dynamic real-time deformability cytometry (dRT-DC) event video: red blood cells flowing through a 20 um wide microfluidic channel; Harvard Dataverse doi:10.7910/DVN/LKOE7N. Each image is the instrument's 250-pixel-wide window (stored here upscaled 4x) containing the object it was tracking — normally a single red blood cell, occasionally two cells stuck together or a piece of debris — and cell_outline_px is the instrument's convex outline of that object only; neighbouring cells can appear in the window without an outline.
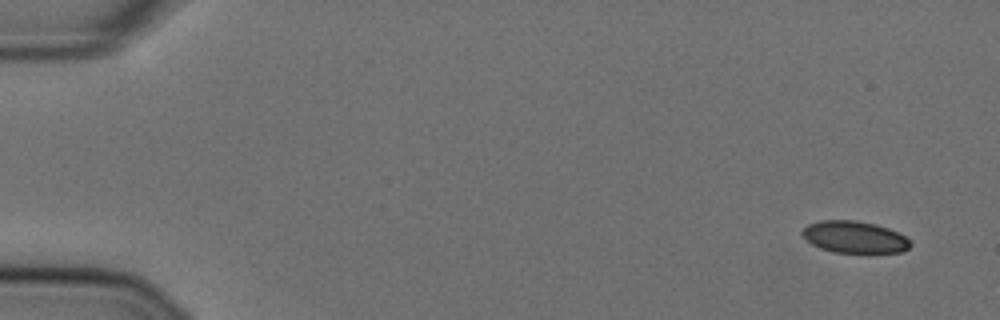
{"species": "Egyptian fruit bat (a non-hibernating species)", "species_latin": "Rousettus aegyptiacus", "temperature_condition": "cold", "stored_images_in_passage": 54, "camera_frame_rate_fps": 3000, "um_per_image_px": 0.085, "animal": {"sex": "female"}, "frame": {"image": 1, "passage_image": 1, "time_ms": 0.0, "image_size_px": [1000, 320], "cell_outline_px": [[908, 248], [900, 252], [836, 252], [824, 248], [808, 240], [804, 236], [804, 228], [812, 224], [828, 220], [848, 220], [872, 224], [896, 232], [904, 236], [908, 240]], "centroid_in_image_um": [72.66, 20.16], "position_along_channel_um": 12.3, "area_um2": 18.79}}
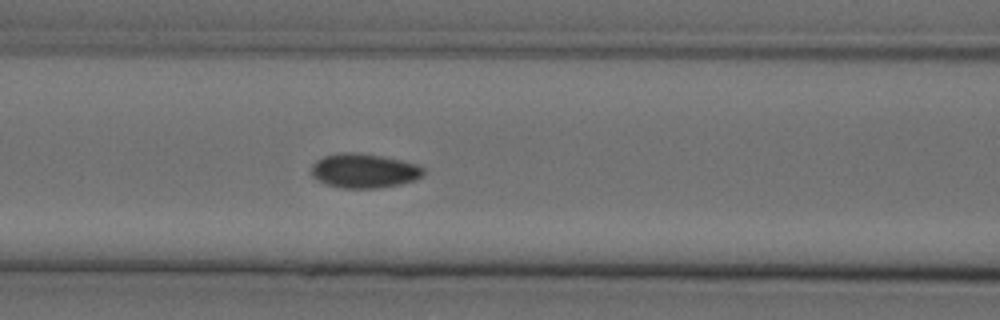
{"frame": {"image": 2, "passage_image": 22, "time_ms": 7.0, "image_size_px": [1000, 320], "cell_outline_px": [[420, 176], [408, 180], [392, 184], [332, 184], [316, 176], [312, 172], [312, 168], [320, 160], [328, 156], [372, 156], [392, 160], [408, 164], [420, 168]], "centroid_in_image_um": [30.91, 14.49], "position_along_channel_um": 135.7, "area_um2": 17.92}}
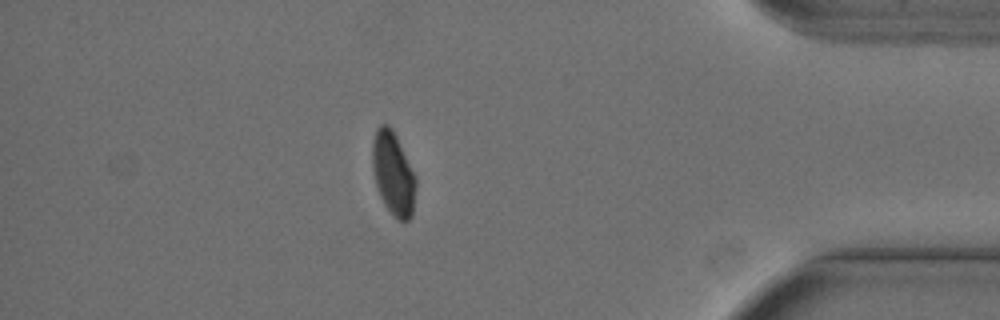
{"frame": {"image": 3, "passage_image": 47, "time_ms": 15.333, "image_size_px": [1000, 320], "cell_outline_px": [[412, 212], [408, 220], [400, 220], [388, 208], [380, 192], [376, 180], [372, 156], [372, 148], [376, 132], [384, 124], [392, 132], [412, 172]], "centroid_in_image_um": [33.37, 14.77], "position_along_channel_um": 401.8, "area_um2": 18.5}, "authors_computed_cell_mechanics": {"area_um2": 18.8428, "velocity_mm_per_s": 3.6225, "shape_relaxation_time_tau1_ms": null, "shape_relaxation_time_tau2_ms": 3.1606, "deformation_change_tau1": null, "deformation_change_tau2": 0.0301}}